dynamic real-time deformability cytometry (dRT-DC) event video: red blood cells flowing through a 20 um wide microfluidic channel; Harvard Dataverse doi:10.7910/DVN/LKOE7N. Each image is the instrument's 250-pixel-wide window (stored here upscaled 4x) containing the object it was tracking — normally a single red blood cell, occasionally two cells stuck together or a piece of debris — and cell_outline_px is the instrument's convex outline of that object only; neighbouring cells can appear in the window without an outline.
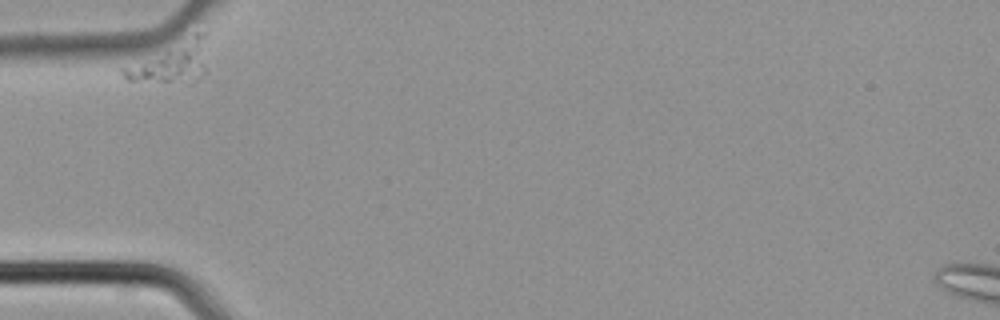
{"species": "common noctule bat (a hibernating species)", "species_latin": "Nyctalus noctula", "temperature_condition": "cold", "stored_images_in_passage": 3, "camera_frame_rate_fps": 3000, "um_per_image_px": 0.085, "animal": {"sex": "male", "body_mass_g": 21.5, "forearm_length_mm": 52.0}, "frame": {"image": 1, "passage_image": 1, "time_ms": 0.0, "image_size_px": [1000, 320], "cell_outline_px": [[208, 72], [196, 80], [128, 80], [120, 72], [120, 68], [196, 32], [200, 32]], "centroid_in_image_um": [14.54, 5.29], "position_along_channel_um": 70.5, "area_um2": 18.9}}
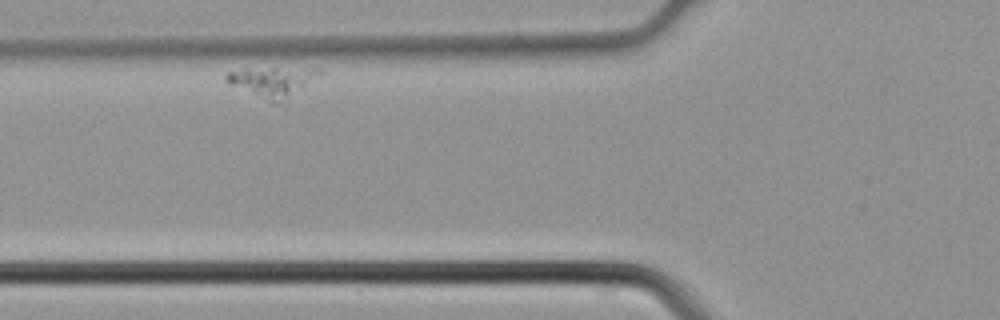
{"frame": {"image": 2, "passage_image": 2, "time_ms": 0.333, "image_size_px": [1000, 320], "cell_outline_px": [[324, 72], [276, 104], [272, 104], [228, 84], [224, 80], [224, 76], [228, 72], [248, 68], [316, 68]], "centroid_in_image_um": [23.06, 6.93], "position_along_channel_um": 102.7, "area_um2": 16.07}}
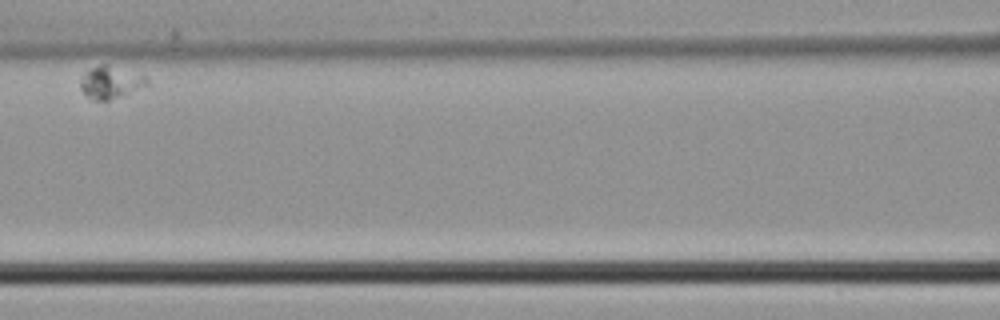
{"frame": {"image": 3, "passage_image": 3, "time_ms": 0.667, "image_size_px": [1000, 320], "cell_outline_px": [[152, 84], [108, 100], [92, 100], [80, 88], [80, 80], [84, 72], [100, 64], [104, 64], [144, 76]], "centroid_in_image_um": [9.38, 7.01], "position_along_channel_um": 157.2, "area_um2": 12.2}}